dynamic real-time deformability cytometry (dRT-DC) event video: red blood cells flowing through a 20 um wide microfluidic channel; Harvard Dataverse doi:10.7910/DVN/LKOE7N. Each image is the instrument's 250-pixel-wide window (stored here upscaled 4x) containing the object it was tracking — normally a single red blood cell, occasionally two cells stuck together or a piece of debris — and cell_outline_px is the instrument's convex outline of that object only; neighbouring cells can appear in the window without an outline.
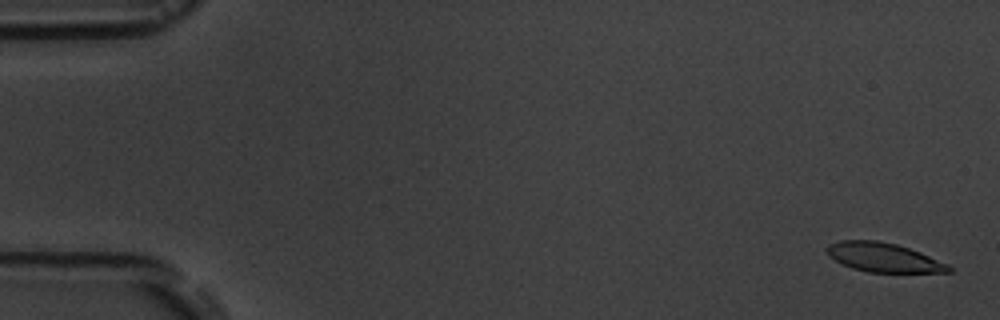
{"species": "common noctule bat (a hibernating species)", "species_latin": "Nyctalus noctula", "temperature_condition": "room temperature", "stored_images_in_passage": 5, "camera_frame_rate_fps": 3000, "um_per_image_px": 0.085, "animal": {"sex": "male", "body_mass_g": 19.5, "forearm_length_mm": 54.6}, "frame": {"image": 1, "passage_image": 1, "time_ms": 0.0, "image_size_px": [1000, 320], "cell_outline_px": [[952, 272], [868, 272], [852, 268], [840, 264], [828, 256], [824, 248], [828, 244], [840, 240], [876, 240], [896, 244], [920, 252], [948, 264], [952, 268]], "centroid_in_image_um": [75.04, 21.87], "position_along_channel_um": 10.0, "area_um2": 20.81}}